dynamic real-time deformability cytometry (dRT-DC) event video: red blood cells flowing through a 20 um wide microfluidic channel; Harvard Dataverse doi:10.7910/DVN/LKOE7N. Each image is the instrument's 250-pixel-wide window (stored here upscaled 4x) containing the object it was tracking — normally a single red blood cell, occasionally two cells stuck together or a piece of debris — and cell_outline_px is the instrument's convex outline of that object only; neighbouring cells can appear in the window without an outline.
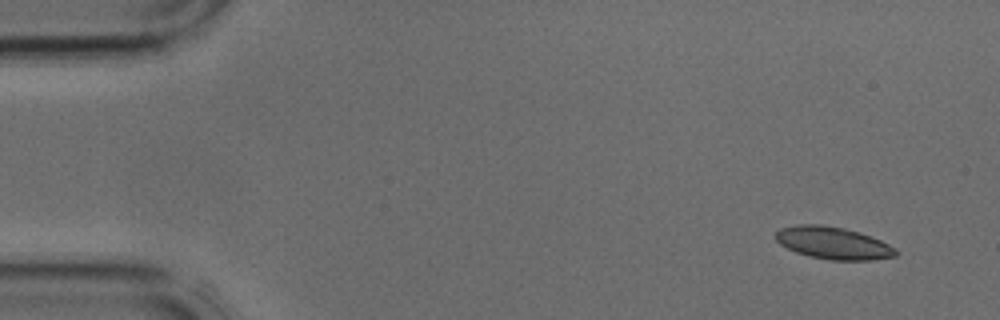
{"species": "common noctule bat (a hibernating species)", "species_latin": "Nyctalus noctula", "temperature_condition": "cold", "stored_images_in_passage": 4, "camera_frame_rate_fps": 3000, "um_per_image_px": 0.085, "animal": {"sex": "male", "body_mass_g": 17.9, "forearm_length_mm": 54.2}, "frame": {"image": 1, "passage_image": 1, "time_ms": 0.0, "image_size_px": [1000, 320], "cell_outline_px": [[896, 256], [872, 260], [832, 260], [808, 256], [796, 252], [780, 244], [776, 240], [776, 232], [780, 228], [796, 224], [820, 224], [844, 228], [860, 232], [880, 240], [896, 248]], "centroid_in_image_um": [70.81, 20.65], "position_along_channel_um": 14.2, "area_um2": 22.6}}
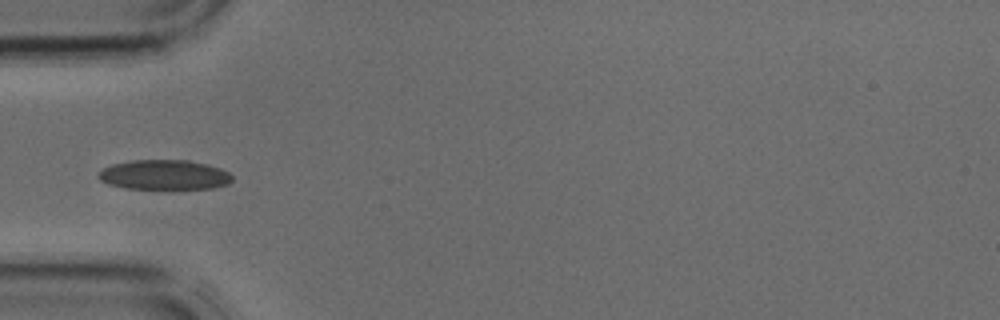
{"frame": {"image": 2, "passage_image": 4, "time_ms": 1.0, "image_size_px": [1000, 320], "cell_outline_px": [[232, 180], [228, 184], [212, 188], [128, 188], [108, 184], [100, 180], [96, 176], [96, 172], [112, 164], [132, 160], [188, 160], [220, 168], [228, 172], [232, 176]], "centroid_in_image_um": [13.92, 14.85], "position_along_channel_um": 71.1, "area_um2": 23.06}}